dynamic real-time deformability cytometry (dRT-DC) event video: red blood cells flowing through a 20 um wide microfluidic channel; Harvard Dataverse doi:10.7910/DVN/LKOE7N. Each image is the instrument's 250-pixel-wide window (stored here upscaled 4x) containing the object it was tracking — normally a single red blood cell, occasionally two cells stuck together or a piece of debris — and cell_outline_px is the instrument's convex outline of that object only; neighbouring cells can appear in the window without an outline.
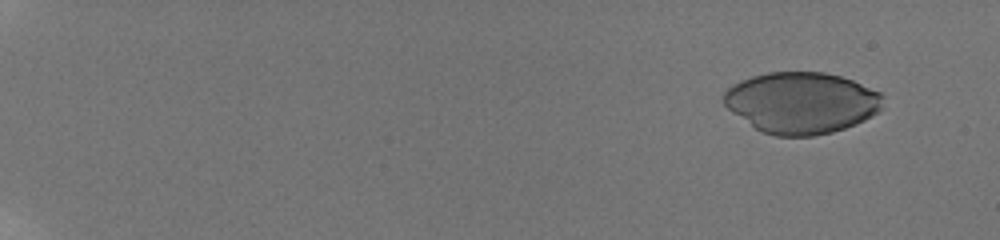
{"species": "human", "species_latin": "Homo sapiens", "temperature_condition": "room temperature", "stored_images_in_passage": 86, "camera_frame_rate_fps": 3000, "um_per_image_px": 0.085, "donor": {"sex": "male"}, "frame": {"image": 1, "passage_image": 12, "time_ms": 1.667, "image_size_px": [1000, 240], "cell_outline_px": [[884, 96], [880, 108], [876, 112], [864, 120], [844, 128], [832, 132], [812, 136], [776, 136], [760, 132], [732, 112], [724, 104], [724, 92], [732, 84], [740, 80], [752, 76], [768, 72], [824, 72], [840, 76], [852, 80], [880, 92]], "centroid_in_image_um": [68.1, 8.73], "position_along_channel_um": 16.9, "area_um2": 56.82}}